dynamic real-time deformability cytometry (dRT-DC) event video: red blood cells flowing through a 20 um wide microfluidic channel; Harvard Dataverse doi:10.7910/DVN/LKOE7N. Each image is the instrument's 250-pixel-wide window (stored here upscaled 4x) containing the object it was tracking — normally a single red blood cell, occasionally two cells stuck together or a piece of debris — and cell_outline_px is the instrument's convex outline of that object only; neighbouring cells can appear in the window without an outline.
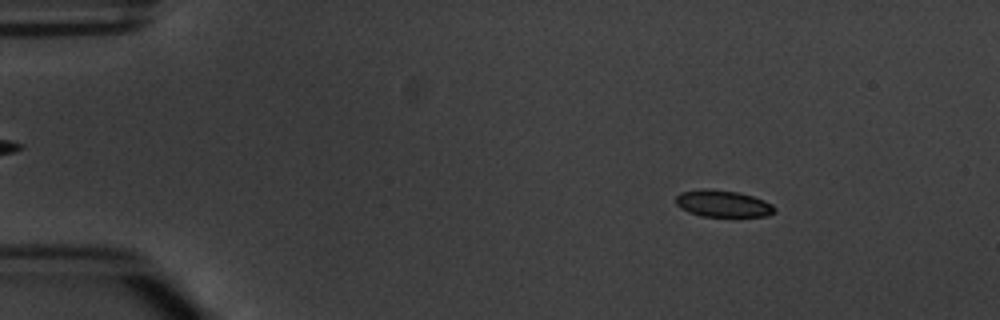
{"species": "common noctule bat (a hibernating species)", "species_latin": "Nyctalus noctula", "temperature_condition": "warm", "stored_images_in_passage": 5, "camera_frame_rate_fps": 3000, "um_per_image_px": 0.085, "animal": {"sex": "male", "body_mass_g": 20.1, "forearm_length_mm": 53.5}, "frame": {"image": 1, "passage_image": 2, "time_ms": 1.333, "image_size_px": [1000, 320], "cell_outline_px": [[776, 212], [768, 216], [700, 216], [688, 212], [680, 208], [676, 204], [676, 196], [680, 192], [704, 188], [708, 188], [736, 192], [752, 196], [764, 200], [772, 204], [776, 208]], "centroid_in_image_um": [61.44, 17.31], "position_along_channel_um": 23.6, "area_um2": 15.49}}